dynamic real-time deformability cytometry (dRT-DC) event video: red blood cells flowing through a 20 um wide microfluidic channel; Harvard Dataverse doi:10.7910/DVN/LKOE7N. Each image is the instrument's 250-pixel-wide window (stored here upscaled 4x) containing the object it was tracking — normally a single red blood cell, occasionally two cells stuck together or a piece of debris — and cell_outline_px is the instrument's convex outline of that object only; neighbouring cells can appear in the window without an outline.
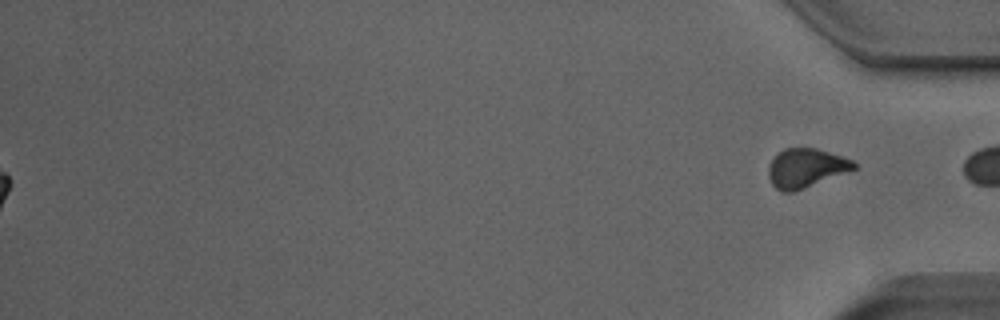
{"species": "Egyptian fruit bat (a non-hibernating species)", "species_latin": "Rousettus aegyptiacus", "temperature_condition": "room temperature", "stored_images_in_passage": 37, "segment_of_instrument_passage": [2, 2], "camera_frame_rate_fps": 3000, "um_per_image_px": 0.085, "animal": {"sex": "male"}, "frame": {"image": 1, "passage_image": 37, "time_ms": 12.0, "image_size_px": [1000, 320], "cell_outline_px": [[856, 168], [848, 172], [792, 192], [780, 192], [772, 184], [768, 176], [768, 164], [784, 148], [816, 148], [852, 160], [856, 164]], "centroid_in_image_um": [68.48, 14.29], "position_along_channel_um": 366.7, "area_um2": 19.19}}